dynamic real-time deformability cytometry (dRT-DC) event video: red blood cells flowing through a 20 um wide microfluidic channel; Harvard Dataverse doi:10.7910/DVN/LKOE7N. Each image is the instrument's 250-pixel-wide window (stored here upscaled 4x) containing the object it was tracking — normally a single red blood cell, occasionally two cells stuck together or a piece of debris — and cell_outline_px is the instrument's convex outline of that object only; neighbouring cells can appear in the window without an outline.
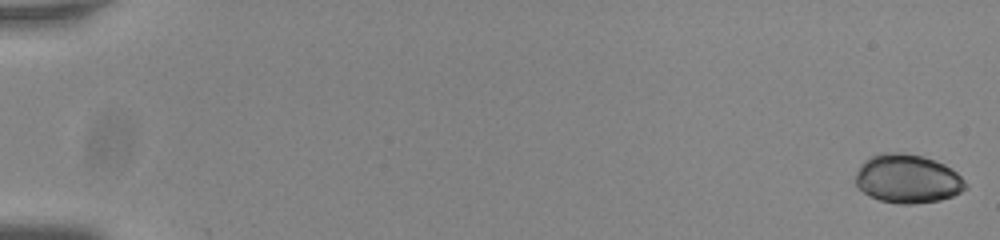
{"species": "common noctule bat (a hibernating species)", "species_latin": "Nyctalus noctula", "temperature_condition": "room temperature", "stored_images_in_passage": 56, "camera_frame_rate_fps": 3000, "um_per_image_px": 0.085, "animal": {"sex": "male", "body_mass_g": 20.0, "forearm_length_mm": 53.3}, "frame": {"image": 1, "passage_image": 1, "time_ms": 0.0, "image_size_px": [1000, 240], "cell_outline_px": [[968, 188], [952, 196], [940, 200], [912, 204], [896, 204], [880, 200], [864, 192], [856, 184], [856, 172], [860, 164], [868, 156], [880, 152], [900, 152], [924, 156], [936, 160], [952, 168], [968, 184]], "centroid_in_image_um": [77.15, 15.17], "position_along_channel_um": 7.9, "area_um2": 31.56}}
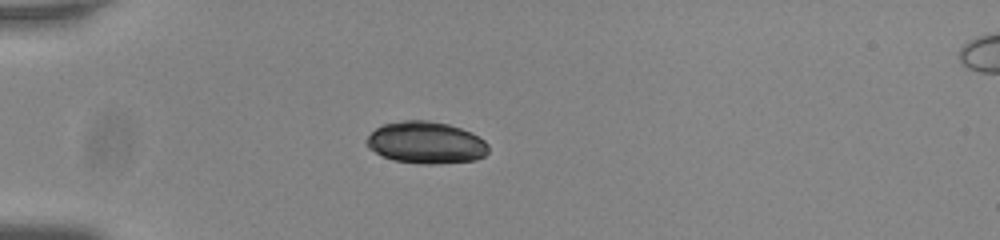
{"frame": {"image": 2, "passage_image": 17, "time_ms": 5.333, "image_size_px": [1000, 240], "cell_outline_px": [[488, 152], [484, 156], [476, 160], [436, 164], [420, 164], [392, 160], [368, 148], [364, 140], [376, 128], [384, 124], [404, 120], [428, 120], [448, 124], [472, 132], [484, 140], [488, 144]], "centroid_in_image_um": [36.21, 12.13], "position_along_channel_um": 48.8, "area_um2": 29.94}}
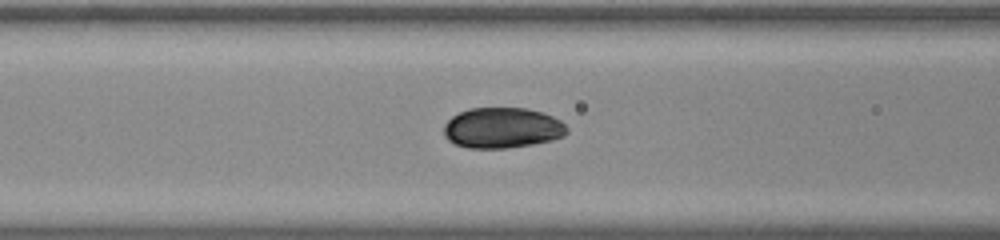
{"frame": {"image": 3, "passage_image": 25, "time_ms": 8.0, "image_size_px": [1000, 240], "cell_outline_px": [[568, 132], [564, 136], [552, 140], [532, 144], [508, 148], [468, 148], [456, 144], [448, 140], [444, 136], [444, 124], [452, 116], [468, 108], [528, 108], [552, 116], [560, 120], [568, 128]], "centroid_in_image_um": [42.69, 10.87], "position_along_channel_um": 123.9, "area_um2": 29.19}}